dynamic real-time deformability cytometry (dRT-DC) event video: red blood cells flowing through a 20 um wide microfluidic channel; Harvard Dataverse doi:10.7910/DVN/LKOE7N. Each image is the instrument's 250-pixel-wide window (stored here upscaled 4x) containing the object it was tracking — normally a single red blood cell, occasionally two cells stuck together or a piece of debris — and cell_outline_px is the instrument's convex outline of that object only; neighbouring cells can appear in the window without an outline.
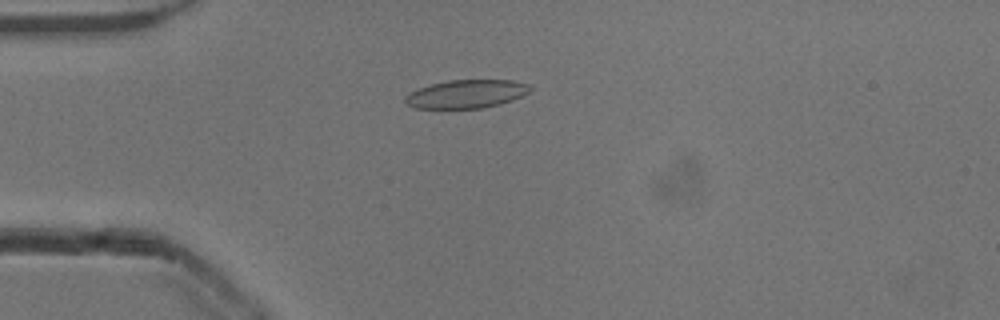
{"species": "common noctule bat (a hibernating species)", "species_latin": "Nyctalus noctula", "temperature_condition": "cold", "stored_images_in_passage": 48, "camera_frame_rate_fps": 3000, "um_per_image_px": 0.085, "animal": {"sex": "male", "body_mass_g": 13.3}, "frame": {"image": 1, "passage_image": 9, "time_ms": 2.667, "image_size_px": [1000, 320], "cell_outline_px": [[532, 88], [528, 92], [512, 100], [500, 104], [484, 108], [416, 108], [408, 104], [404, 100], [404, 96], [408, 92], [432, 84], [448, 80], [512, 80], [528, 84]], "centroid_in_image_um": [39.63, 7.98], "position_along_channel_um": 45.4, "area_um2": 20.52}}
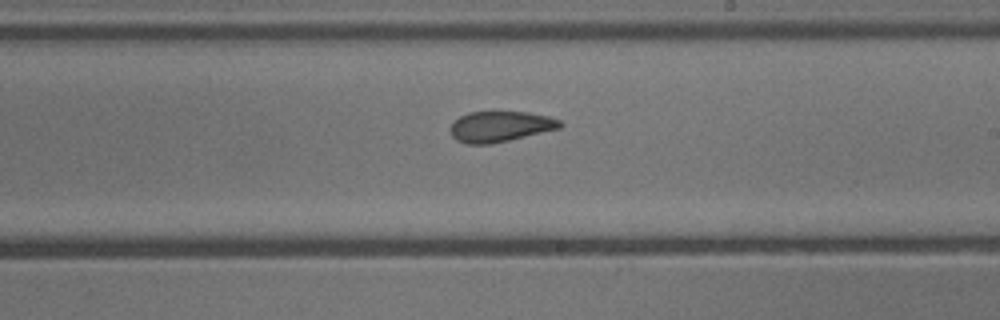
{"frame": {"image": 2, "passage_image": 26, "time_ms": 8.333, "image_size_px": [1000, 320], "cell_outline_px": [[564, 124], [560, 128], [508, 140], [488, 144], [468, 144], [456, 140], [452, 136], [448, 128], [460, 116], [468, 112], [528, 112], [548, 116], [560, 120]], "centroid_in_image_um": [42.5, 10.75], "position_along_channel_um": 246.5, "area_um2": 19.48}}
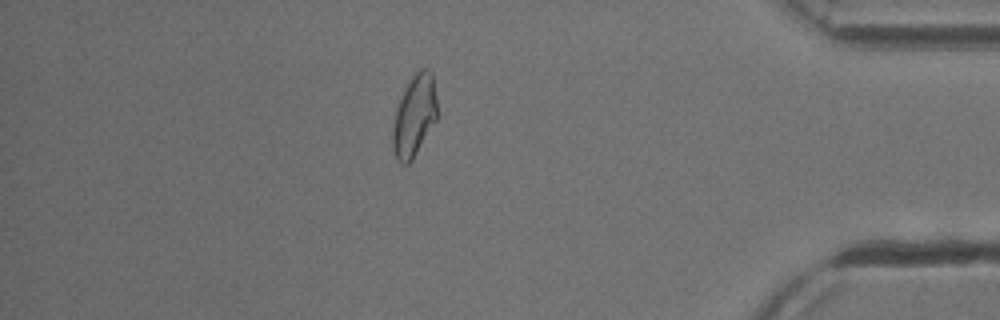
{"frame": {"image": 3, "passage_image": 41, "time_ms": 13.333, "image_size_px": [1000, 320], "cell_outline_px": [[436, 120], [412, 160], [408, 164], [400, 164], [396, 160], [392, 148], [392, 128], [396, 108], [404, 88], [412, 76], [420, 68], [428, 68], [432, 72], [436, 100]], "centroid_in_image_um": [35.19, 9.85], "position_along_channel_um": 400.0, "area_um2": 21.15}, "authors_computed_cell_mechanics": {"area_um2": 20.7791, "velocity_mm_per_s": 3.866, "shape_relaxation_time_tau1_ms": null, "shape_relaxation_time_tau2_ms": 1.8602, "deformation_change_tau1": null, "deformation_change_tau2": 0.0867}}